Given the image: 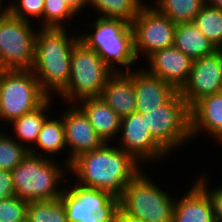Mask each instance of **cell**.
<instances>
[{
  "label": "cell",
  "instance_id": "7c38bea8",
  "mask_svg": "<svg viewBox=\"0 0 222 222\" xmlns=\"http://www.w3.org/2000/svg\"><path fill=\"white\" fill-rule=\"evenodd\" d=\"M114 142L130 154L143 167H154L156 162H165L170 155L153 139L146 124V113L134 112L121 118L120 132ZM169 156V157H168ZM145 165V166H144Z\"/></svg>",
  "mask_w": 222,
  "mask_h": 222
},
{
  "label": "cell",
  "instance_id": "9c48e42d",
  "mask_svg": "<svg viewBox=\"0 0 222 222\" xmlns=\"http://www.w3.org/2000/svg\"><path fill=\"white\" fill-rule=\"evenodd\" d=\"M71 180L68 176L60 196L68 222H115L120 198Z\"/></svg>",
  "mask_w": 222,
  "mask_h": 222
},
{
  "label": "cell",
  "instance_id": "44dd1931",
  "mask_svg": "<svg viewBox=\"0 0 222 222\" xmlns=\"http://www.w3.org/2000/svg\"><path fill=\"white\" fill-rule=\"evenodd\" d=\"M29 152L48 159L55 158V160L64 156L67 152V146L65 142V128L61 115L58 116L57 113L51 112L43 122L35 145Z\"/></svg>",
  "mask_w": 222,
  "mask_h": 222
},
{
  "label": "cell",
  "instance_id": "d6986e66",
  "mask_svg": "<svg viewBox=\"0 0 222 222\" xmlns=\"http://www.w3.org/2000/svg\"><path fill=\"white\" fill-rule=\"evenodd\" d=\"M76 105L105 143H114L117 140L121 117L101 97L86 98Z\"/></svg>",
  "mask_w": 222,
  "mask_h": 222
},
{
  "label": "cell",
  "instance_id": "d6a6232c",
  "mask_svg": "<svg viewBox=\"0 0 222 222\" xmlns=\"http://www.w3.org/2000/svg\"><path fill=\"white\" fill-rule=\"evenodd\" d=\"M14 195L11 171L0 169V200Z\"/></svg>",
  "mask_w": 222,
  "mask_h": 222
},
{
  "label": "cell",
  "instance_id": "603a6c76",
  "mask_svg": "<svg viewBox=\"0 0 222 222\" xmlns=\"http://www.w3.org/2000/svg\"><path fill=\"white\" fill-rule=\"evenodd\" d=\"M173 46L192 60L210 55L217 50L194 22L177 24Z\"/></svg>",
  "mask_w": 222,
  "mask_h": 222
},
{
  "label": "cell",
  "instance_id": "30bf717a",
  "mask_svg": "<svg viewBox=\"0 0 222 222\" xmlns=\"http://www.w3.org/2000/svg\"><path fill=\"white\" fill-rule=\"evenodd\" d=\"M12 16L0 15V70H31L39 27Z\"/></svg>",
  "mask_w": 222,
  "mask_h": 222
},
{
  "label": "cell",
  "instance_id": "4dcf8cb0",
  "mask_svg": "<svg viewBox=\"0 0 222 222\" xmlns=\"http://www.w3.org/2000/svg\"><path fill=\"white\" fill-rule=\"evenodd\" d=\"M28 201L16 195L0 200V222H26Z\"/></svg>",
  "mask_w": 222,
  "mask_h": 222
},
{
  "label": "cell",
  "instance_id": "8d00e7d4",
  "mask_svg": "<svg viewBox=\"0 0 222 222\" xmlns=\"http://www.w3.org/2000/svg\"><path fill=\"white\" fill-rule=\"evenodd\" d=\"M206 2L222 11V0H206Z\"/></svg>",
  "mask_w": 222,
  "mask_h": 222
},
{
  "label": "cell",
  "instance_id": "d4e9b609",
  "mask_svg": "<svg viewBox=\"0 0 222 222\" xmlns=\"http://www.w3.org/2000/svg\"><path fill=\"white\" fill-rule=\"evenodd\" d=\"M153 1V2H152ZM160 13L174 23L194 22L206 0H149Z\"/></svg>",
  "mask_w": 222,
  "mask_h": 222
},
{
  "label": "cell",
  "instance_id": "484cf974",
  "mask_svg": "<svg viewBox=\"0 0 222 222\" xmlns=\"http://www.w3.org/2000/svg\"><path fill=\"white\" fill-rule=\"evenodd\" d=\"M194 23L204 36L219 49L222 46V11L206 2Z\"/></svg>",
  "mask_w": 222,
  "mask_h": 222
},
{
  "label": "cell",
  "instance_id": "2e32d148",
  "mask_svg": "<svg viewBox=\"0 0 222 222\" xmlns=\"http://www.w3.org/2000/svg\"><path fill=\"white\" fill-rule=\"evenodd\" d=\"M190 134L192 141L209 135L222 147V92L206 96L190 108Z\"/></svg>",
  "mask_w": 222,
  "mask_h": 222
},
{
  "label": "cell",
  "instance_id": "cb8c5ba5",
  "mask_svg": "<svg viewBox=\"0 0 222 222\" xmlns=\"http://www.w3.org/2000/svg\"><path fill=\"white\" fill-rule=\"evenodd\" d=\"M148 0H88L87 10L100 18L122 19L132 23ZM94 9V10H93Z\"/></svg>",
  "mask_w": 222,
  "mask_h": 222
},
{
  "label": "cell",
  "instance_id": "7a4b0ae2",
  "mask_svg": "<svg viewBox=\"0 0 222 222\" xmlns=\"http://www.w3.org/2000/svg\"><path fill=\"white\" fill-rule=\"evenodd\" d=\"M77 29L39 28L37 32L31 71L49 97L57 96L68 84L72 50L79 40Z\"/></svg>",
  "mask_w": 222,
  "mask_h": 222
},
{
  "label": "cell",
  "instance_id": "8fae6325",
  "mask_svg": "<svg viewBox=\"0 0 222 222\" xmlns=\"http://www.w3.org/2000/svg\"><path fill=\"white\" fill-rule=\"evenodd\" d=\"M135 54L142 64L153 52L172 47L177 24L148 1L131 23ZM143 56V57H141Z\"/></svg>",
  "mask_w": 222,
  "mask_h": 222
},
{
  "label": "cell",
  "instance_id": "3957f363",
  "mask_svg": "<svg viewBox=\"0 0 222 222\" xmlns=\"http://www.w3.org/2000/svg\"><path fill=\"white\" fill-rule=\"evenodd\" d=\"M94 18V19H92ZM79 31V40L95 50L113 73H128L137 68L134 35L130 23L122 19L91 17ZM86 24V25H85ZM87 26V27H86ZM87 28V29H86Z\"/></svg>",
  "mask_w": 222,
  "mask_h": 222
},
{
  "label": "cell",
  "instance_id": "5b68a950",
  "mask_svg": "<svg viewBox=\"0 0 222 222\" xmlns=\"http://www.w3.org/2000/svg\"><path fill=\"white\" fill-rule=\"evenodd\" d=\"M144 169L124 188L120 209L145 222H172L176 195L160 187ZM146 173V174H145Z\"/></svg>",
  "mask_w": 222,
  "mask_h": 222
},
{
  "label": "cell",
  "instance_id": "7402d4cb",
  "mask_svg": "<svg viewBox=\"0 0 222 222\" xmlns=\"http://www.w3.org/2000/svg\"><path fill=\"white\" fill-rule=\"evenodd\" d=\"M53 98L57 99L56 97H48L35 110L26 113L6 124L7 127H11L9 128L11 129L9 131H12V135L10 133V136L18 141L21 145L26 147L28 150H30L35 145L42 124L45 119L51 114L50 112L56 111V109H52L54 108L52 106H55V104H52L54 101Z\"/></svg>",
  "mask_w": 222,
  "mask_h": 222
},
{
  "label": "cell",
  "instance_id": "277c9868",
  "mask_svg": "<svg viewBox=\"0 0 222 222\" xmlns=\"http://www.w3.org/2000/svg\"><path fill=\"white\" fill-rule=\"evenodd\" d=\"M59 160L58 163V159H48L29 152L11 171L15 195L28 202L60 198L66 177L69 176V166Z\"/></svg>",
  "mask_w": 222,
  "mask_h": 222
},
{
  "label": "cell",
  "instance_id": "e0dca14e",
  "mask_svg": "<svg viewBox=\"0 0 222 222\" xmlns=\"http://www.w3.org/2000/svg\"><path fill=\"white\" fill-rule=\"evenodd\" d=\"M141 65L131 71L136 96V111L147 113L165 104L177 91L167 82L149 74Z\"/></svg>",
  "mask_w": 222,
  "mask_h": 222
},
{
  "label": "cell",
  "instance_id": "836d02e7",
  "mask_svg": "<svg viewBox=\"0 0 222 222\" xmlns=\"http://www.w3.org/2000/svg\"><path fill=\"white\" fill-rule=\"evenodd\" d=\"M64 1L78 15V17H80V15H81V17L84 18V14L82 12L87 11V1L88 0H64Z\"/></svg>",
  "mask_w": 222,
  "mask_h": 222
},
{
  "label": "cell",
  "instance_id": "ba28073f",
  "mask_svg": "<svg viewBox=\"0 0 222 222\" xmlns=\"http://www.w3.org/2000/svg\"><path fill=\"white\" fill-rule=\"evenodd\" d=\"M48 97L31 70H0V129L4 122L35 110Z\"/></svg>",
  "mask_w": 222,
  "mask_h": 222
},
{
  "label": "cell",
  "instance_id": "8992f818",
  "mask_svg": "<svg viewBox=\"0 0 222 222\" xmlns=\"http://www.w3.org/2000/svg\"><path fill=\"white\" fill-rule=\"evenodd\" d=\"M112 74L98 53L78 40L72 50L68 84L56 97L62 99L64 104L100 97Z\"/></svg>",
  "mask_w": 222,
  "mask_h": 222
},
{
  "label": "cell",
  "instance_id": "5bb4252c",
  "mask_svg": "<svg viewBox=\"0 0 222 222\" xmlns=\"http://www.w3.org/2000/svg\"><path fill=\"white\" fill-rule=\"evenodd\" d=\"M64 105L60 111L65 128V142L68 154L62 161L70 166L79 155L102 147L105 142L90 124L84 112L76 104ZM67 108V109H66ZM69 150V151H68Z\"/></svg>",
  "mask_w": 222,
  "mask_h": 222
},
{
  "label": "cell",
  "instance_id": "f546056e",
  "mask_svg": "<svg viewBox=\"0 0 222 222\" xmlns=\"http://www.w3.org/2000/svg\"><path fill=\"white\" fill-rule=\"evenodd\" d=\"M9 13L19 19L28 22H36L42 28V17L44 12V0H8ZM34 20V21H33ZM40 21V22H39Z\"/></svg>",
  "mask_w": 222,
  "mask_h": 222
},
{
  "label": "cell",
  "instance_id": "4fadbf2b",
  "mask_svg": "<svg viewBox=\"0 0 222 222\" xmlns=\"http://www.w3.org/2000/svg\"><path fill=\"white\" fill-rule=\"evenodd\" d=\"M222 92V52L194 59L186 84L179 91L191 108L198 100Z\"/></svg>",
  "mask_w": 222,
  "mask_h": 222
},
{
  "label": "cell",
  "instance_id": "ac0fdd59",
  "mask_svg": "<svg viewBox=\"0 0 222 222\" xmlns=\"http://www.w3.org/2000/svg\"><path fill=\"white\" fill-rule=\"evenodd\" d=\"M184 195L175 197L172 222H216L209 194L192 180Z\"/></svg>",
  "mask_w": 222,
  "mask_h": 222
},
{
  "label": "cell",
  "instance_id": "52a82bcc",
  "mask_svg": "<svg viewBox=\"0 0 222 222\" xmlns=\"http://www.w3.org/2000/svg\"><path fill=\"white\" fill-rule=\"evenodd\" d=\"M146 124L153 139L171 156L193 143L190 108L177 91L165 104L147 111ZM183 147V148H182Z\"/></svg>",
  "mask_w": 222,
  "mask_h": 222
},
{
  "label": "cell",
  "instance_id": "9a60e30c",
  "mask_svg": "<svg viewBox=\"0 0 222 222\" xmlns=\"http://www.w3.org/2000/svg\"><path fill=\"white\" fill-rule=\"evenodd\" d=\"M146 66L141 64L149 74L159 77L180 91L186 84L193 60L176 47L157 50L146 59Z\"/></svg>",
  "mask_w": 222,
  "mask_h": 222
},
{
  "label": "cell",
  "instance_id": "e575fe53",
  "mask_svg": "<svg viewBox=\"0 0 222 222\" xmlns=\"http://www.w3.org/2000/svg\"><path fill=\"white\" fill-rule=\"evenodd\" d=\"M115 222H145V221L131 217L128 214H125L121 209H119Z\"/></svg>",
  "mask_w": 222,
  "mask_h": 222
},
{
  "label": "cell",
  "instance_id": "d590c367",
  "mask_svg": "<svg viewBox=\"0 0 222 222\" xmlns=\"http://www.w3.org/2000/svg\"><path fill=\"white\" fill-rule=\"evenodd\" d=\"M8 11H9V1L7 2L5 0H0V15L8 13Z\"/></svg>",
  "mask_w": 222,
  "mask_h": 222
},
{
  "label": "cell",
  "instance_id": "6da1fadb",
  "mask_svg": "<svg viewBox=\"0 0 222 222\" xmlns=\"http://www.w3.org/2000/svg\"><path fill=\"white\" fill-rule=\"evenodd\" d=\"M143 169L139 162L115 143H105L75 158L69 166V175L80 185L120 198L124 188Z\"/></svg>",
  "mask_w": 222,
  "mask_h": 222
},
{
  "label": "cell",
  "instance_id": "4316f807",
  "mask_svg": "<svg viewBox=\"0 0 222 222\" xmlns=\"http://www.w3.org/2000/svg\"><path fill=\"white\" fill-rule=\"evenodd\" d=\"M26 222H68L65 207L60 198L48 201H30Z\"/></svg>",
  "mask_w": 222,
  "mask_h": 222
},
{
  "label": "cell",
  "instance_id": "ffe728a7",
  "mask_svg": "<svg viewBox=\"0 0 222 222\" xmlns=\"http://www.w3.org/2000/svg\"><path fill=\"white\" fill-rule=\"evenodd\" d=\"M121 118L136 111V96L131 72L113 73L106 81L101 96Z\"/></svg>",
  "mask_w": 222,
  "mask_h": 222
},
{
  "label": "cell",
  "instance_id": "83f0119b",
  "mask_svg": "<svg viewBox=\"0 0 222 222\" xmlns=\"http://www.w3.org/2000/svg\"><path fill=\"white\" fill-rule=\"evenodd\" d=\"M6 130L7 127L0 129V169L12 171L28 155L29 150L11 137Z\"/></svg>",
  "mask_w": 222,
  "mask_h": 222
},
{
  "label": "cell",
  "instance_id": "f1b7e54d",
  "mask_svg": "<svg viewBox=\"0 0 222 222\" xmlns=\"http://www.w3.org/2000/svg\"><path fill=\"white\" fill-rule=\"evenodd\" d=\"M77 14L64 0H44L42 28H66Z\"/></svg>",
  "mask_w": 222,
  "mask_h": 222
},
{
  "label": "cell",
  "instance_id": "1f68e13d",
  "mask_svg": "<svg viewBox=\"0 0 222 222\" xmlns=\"http://www.w3.org/2000/svg\"><path fill=\"white\" fill-rule=\"evenodd\" d=\"M200 175L199 179L195 178L196 181L210 196L213 204L214 217L216 222H222V184L214 185L215 187H210L208 179Z\"/></svg>",
  "mask_w": 222,
  "mask_h": 222
}]
</instances>
